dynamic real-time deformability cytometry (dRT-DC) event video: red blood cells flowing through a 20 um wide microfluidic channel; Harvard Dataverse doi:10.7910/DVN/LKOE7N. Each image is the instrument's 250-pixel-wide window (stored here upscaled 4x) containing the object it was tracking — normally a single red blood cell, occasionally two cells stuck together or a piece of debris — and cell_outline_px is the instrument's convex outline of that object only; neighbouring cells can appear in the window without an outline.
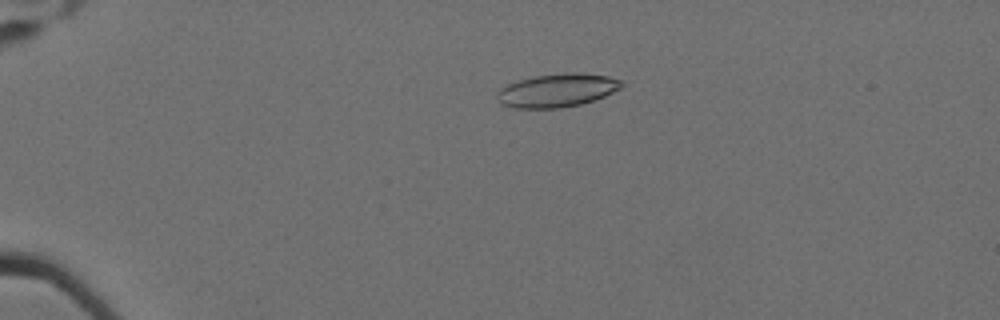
{"species": "Egyptian fruit bat (a non-hibernating species)", "species_latin": "Rousettus aegyptiacus", "temperature_condition": "cold", "stored_images_in_passage": 35, "camera_frame_rate_fps": 3000, "um_per_image_px": 0.085, "animal": {"sex": "female"}, "frame": {"image": 1, "passage_image": 1, "time_ms": 0.0, "image_size_px": [1000, 320], "cell_outline_px": [[624, 84], [620, 88], [604, 96], [580, 104], [560, 108], [512, 108], [500, 104], [496, 96], [496, 92], [500, 88], [508, 84], [532, 76], [564, 72], [580, 72], [608, 76], [624, 80]], "centroid_in_image_um": [47.34, 7.67], "position_along_channel_um": 37.7, "area_um2": 24.45}}
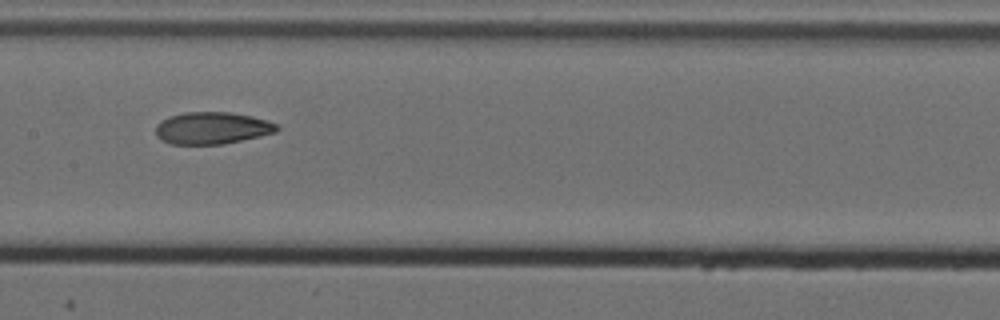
{"frame": {"image": 2, "passage_image": 19, "time_ms": 6.0, "image_size_px": [1000, 320], "cell_outline_px": [[280, 128], [276, 132], [260, 136], [220, 144], [172, 144], [156, 136], [156, 124], [168, 116], [184, 112], [232, 112], [252, 116], [268, 120], [276, 124]], "centroid_in_image_um": [18.03, 10.87], "position_along_channel_um": 189.4, "area_um2": 22.6}}
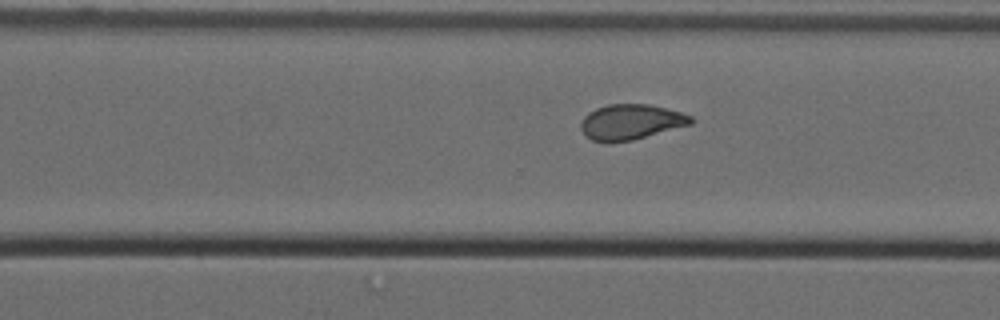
{"frame": {"image": 3, "passage_image": 30, "time_ms": 9.667, "image_size_px": [1000, 320], "cell_outline_px": [[692, 124], [632, 140], [608, 144], [592, 140], [584, 136], [580, 128], [580, 124], [584, 116], [588, 112], [596, 108], [608, 104], [648, 104], [680, 112], [692, 116]], "centroid_in_image_um": [53.56, 10.38], "position_along_channel_um": 317.0, "area_um2": 22.83}}